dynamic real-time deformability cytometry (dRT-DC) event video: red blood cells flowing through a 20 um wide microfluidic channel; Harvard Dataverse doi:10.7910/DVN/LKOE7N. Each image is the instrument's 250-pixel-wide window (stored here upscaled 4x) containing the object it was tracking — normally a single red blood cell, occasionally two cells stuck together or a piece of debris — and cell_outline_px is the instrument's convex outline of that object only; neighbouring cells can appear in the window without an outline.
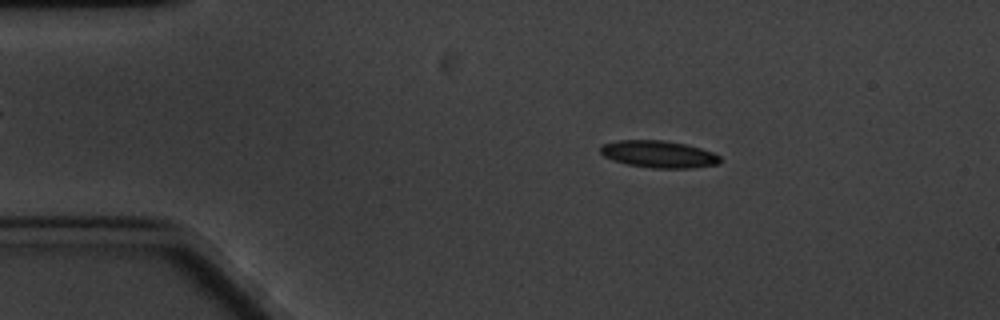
{"species": "common noctule bat (a hibernating species)", "species_latin": "Nyctalus noctula", "temperature_condition": "cold", "stored_images_in_passage": 61, "camera_frame_rate_fps": 3000, "um_per_image_px": 0.085, "animal": {"sex": "male", "body_mass_g": 20.1, "forearm_length_mm": 53.5}, "frame": {"image": 1, "passage_image": 10, "time_ms": 3.0, "image_size_px": [1000, 320], "cell_outline_px": [[720, 160], [716, 164], [692, 168], [652, 168], [628, 164], [612, 160], [604, 156], [600, 152], [600, 148], [604, 144], [616, 140], [664, 140], [688, 144], [712, 152], [720, 156]], "centroid_in_image_um": [55.97, 13.1], "position_along_channel_um": 29.0, "area_um2": 18.84}}
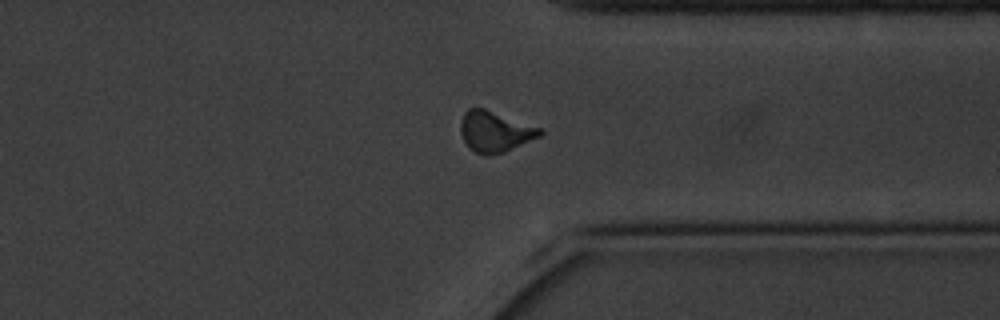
{"frame": {"image": 2, "passage_image": 46, "time_ms": 15.0, "image_size_px": [1000, 320], "cell_outline_px": [[544, 132], [540, 136], [504, 152], [488, 156], [484, 156], [468, 148], [460, 132], [460, 120], [464, 112], [468, 108], [484, 108], [540, 128]], "centroid_in_image_um": [42.02, 11.19], "position_along_channel_um": 369.4, "area_um2": 18.79}}
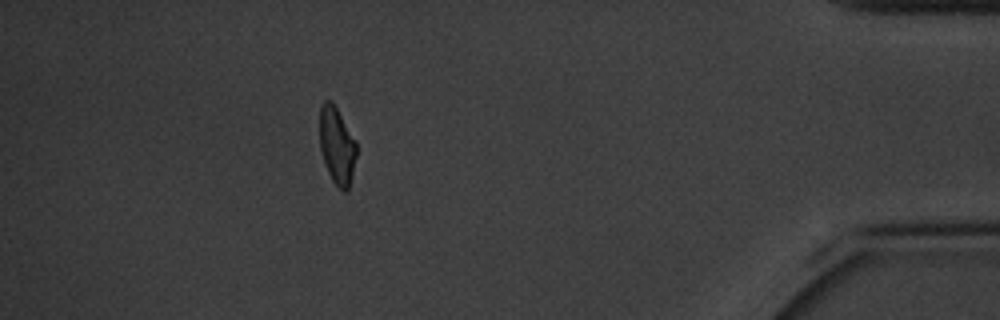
{"frame": {"image": 3, "passage_image": 54, "time_ms": 17.667, "image_size_px": [1000, 320], "cell_outline_px": [[356, 156], [352, 176], [348, 192], [344, 192], [332, 180], [328, 172], [320, 148], [320, 104], [324, 100], [332, 100], [356, 140]], "centroid_in_image_um": [28.64, 12.35], "position_along_channel_um": 406.6, "area_um2": 16.59}, "authors_computed_cell_mechanics": {"area_um2": 18.0914, "velocity_mm_per_s": 3.2523, "shape_relaxation_time_tau1_ms": 3.1863, "shape_relaxation_time_tau2_ms": 2.5407, "deformation_change_tau1": 0.1283, "deformation_change_tau2": 0.0822}}